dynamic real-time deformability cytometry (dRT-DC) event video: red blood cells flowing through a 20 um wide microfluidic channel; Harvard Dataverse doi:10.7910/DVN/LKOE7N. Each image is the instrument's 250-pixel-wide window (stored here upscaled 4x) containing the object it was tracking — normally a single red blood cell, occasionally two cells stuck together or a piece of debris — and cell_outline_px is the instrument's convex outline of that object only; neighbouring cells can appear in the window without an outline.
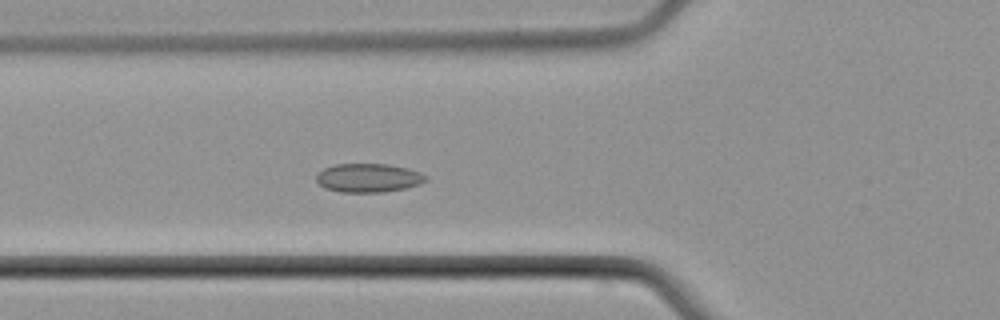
{"species": "common noctule bat (a hibernating species)", "species_latin": "Nyctalus noctula", "temperature_condition": "cold", "stored_images_in_passage": 5, "camera_frame_rate_fps": 3000, "um_per_image_px": 0.085, "animal": {"sex": "male", "body_mass_g": 21.5, "forearm_length_mm": 52.0}, "frame": {"image": 1, "passage_image": 5, "time_ms": 4.667, "image_size_px": [1000, 320], "cell_outline_px": [[428, 180], [420, 184], [404, 188], [384, 192], [340, 192], [324, 188], [316, 180], [316, 176], [324, 168], [336, 164], [388, 164], [408, 168], [420, 172], [428, 176]], "centroid_in_image_um": [31.34, 15.12], "position_along_channel_um": 94.5, "area_um2": 18.38}}